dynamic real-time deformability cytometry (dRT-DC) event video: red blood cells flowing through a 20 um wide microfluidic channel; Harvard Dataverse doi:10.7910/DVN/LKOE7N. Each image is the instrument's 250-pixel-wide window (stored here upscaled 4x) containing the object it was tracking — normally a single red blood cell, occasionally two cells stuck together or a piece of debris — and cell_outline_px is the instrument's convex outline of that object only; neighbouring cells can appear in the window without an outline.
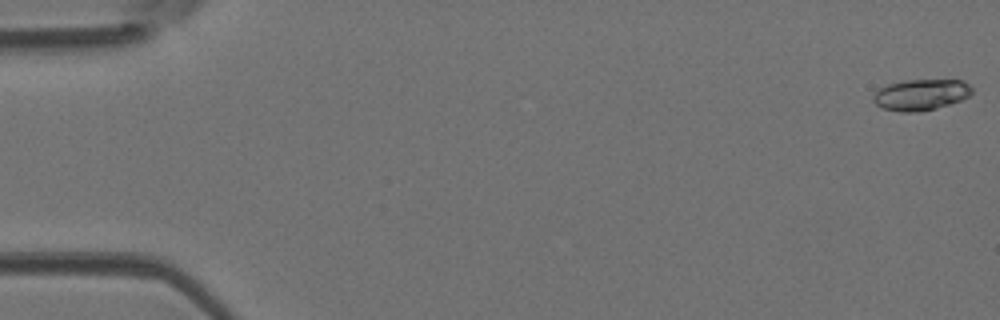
{"species": "Egyptian fruit bat (a non-hibernating species)", "species_latin": "Rousettus aegyptiacus", "temperature_condition": "room temperature", "stored_images_in_passage": 17, "camera_frame_rate_fps": 3000, "um_per_image_px": 0.085, "animal": {"sex": "female"}, "frame": {"image": 1, "passage_image": 1, "time_ms": 0.0, "image_size_px": [1000, 320], "cell_outline_px": [[972, 92], [968, 96], [960, 100], [936, 108], [916, 112], [900, 112], [884, 108], [876, 104], [872, 100], [872, 96], [880, 88], [888, 84], [904, 80], [964, 80], [972, 88]], "centroid_in_image_um": [78.26, 8.04], "position_along_channel_um": 6.7, "area_um2": 17.74}}
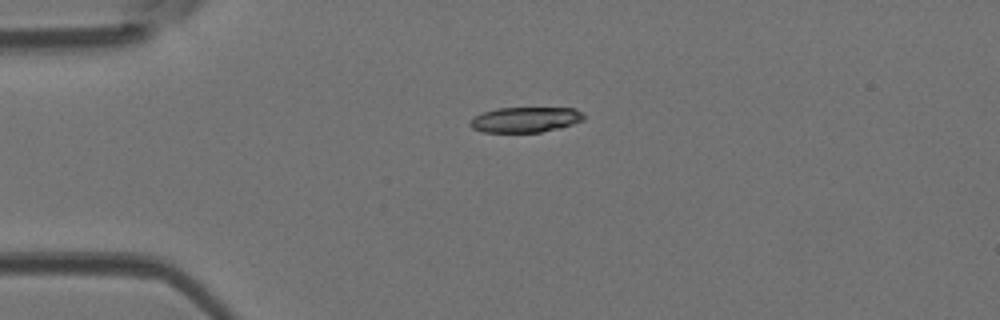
{"frame": {"image": 2, "passage_image": 12, "time_ms": 3.667, "image_size_px": [1000, 320], "cell_outline_px": [[584, 120], [560, 128], [540, 132], [484, 132], [472, 128], [468, 124], [476, 116], [484, 112], [496, 108], [576, 108], [584, 116]], "centroid_in_image_um": [44.67, 10.17], "position_along_channel_um": 40.3, "area_um2": 16.65}}
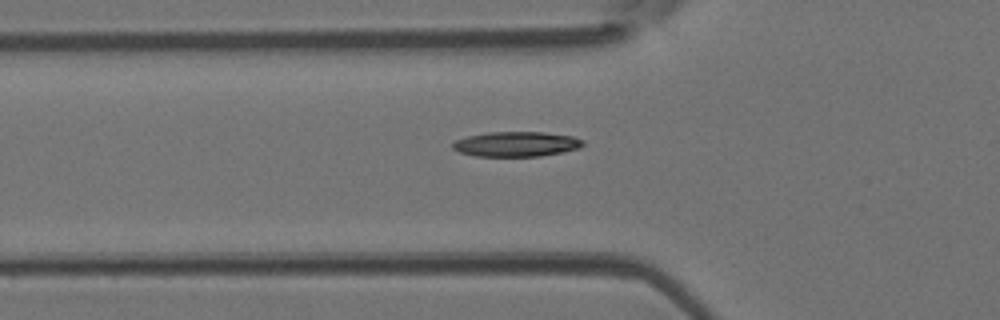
{"frame": {"image": 3, "passage_image": 17, "time_ms": 5.333, "image_size_px": [1000, 320], "cell_outline_px": [[584, 144], [580, 148], [564, 152], [540, 156], [476, 156], [460, 152], [452, 148], [452, 144], [456, 140], [468, 136], [488, 132], [544, 132], [572, 136], [584, 140]], "centroid_in_image_um": [43.92, 12.25], "position_along_channel_um": 81.9, "area_um2": 18.96}}